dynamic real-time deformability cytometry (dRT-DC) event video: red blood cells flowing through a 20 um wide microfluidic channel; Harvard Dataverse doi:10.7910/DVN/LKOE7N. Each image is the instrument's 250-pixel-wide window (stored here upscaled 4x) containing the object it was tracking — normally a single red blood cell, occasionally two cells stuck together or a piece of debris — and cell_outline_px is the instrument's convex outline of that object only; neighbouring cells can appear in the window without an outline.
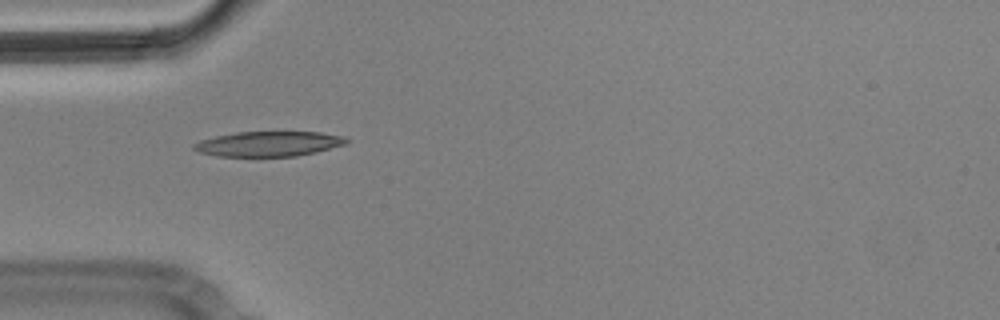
{"species": "Egyptian fruit bat (a non-hibernating species)", "species_latin": "Rousettus aegyptiacus", "temperature_condition": "cold", "stored_images_in_passage": 4, "camera_frame_rate_fps": 3000, "um_per_image_px": 0.085, "animal": {"sex": "male"}, "frame": {"image": 1, "passage_image": 2, "time_ms": 0.333, "image_size_px": [1000, 320], "cell_outline_px": [[348, 144], [316, 152], [296, 156], [216, 156], [200, 152], [192, 148], [192, 144], [200, 140], [216, 136], [236, 132], [320, 132], [344, 136], [348, 140]], "centroid_in_image_um": [22.85, 12.22], "position_along_channel_um": 62.1, "area_um2": 22.25}}
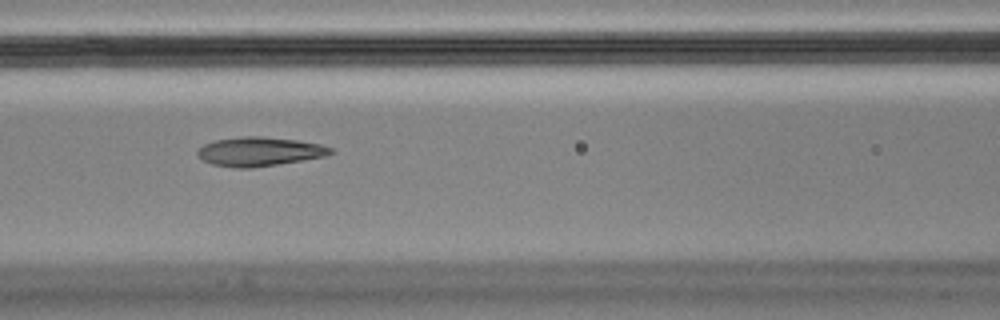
{"frame": {"image": 2, "passage_image": 4, "time_ms": 1.0, "image_size_px": [1000, 320], "cell_outline_px": [[336, 152], [324, 156], [252, 168], [236, 168], [212, 164], [204, 160], [196, 152], [204, 144], [216, 140], [240, 136], [260, 136], [296, 140], [320, 144], [332, 148]], "centroid_in_image_um": [22.05, 12.87], "position_along_channel_um": 144.5, "area_um2": 22.25}}